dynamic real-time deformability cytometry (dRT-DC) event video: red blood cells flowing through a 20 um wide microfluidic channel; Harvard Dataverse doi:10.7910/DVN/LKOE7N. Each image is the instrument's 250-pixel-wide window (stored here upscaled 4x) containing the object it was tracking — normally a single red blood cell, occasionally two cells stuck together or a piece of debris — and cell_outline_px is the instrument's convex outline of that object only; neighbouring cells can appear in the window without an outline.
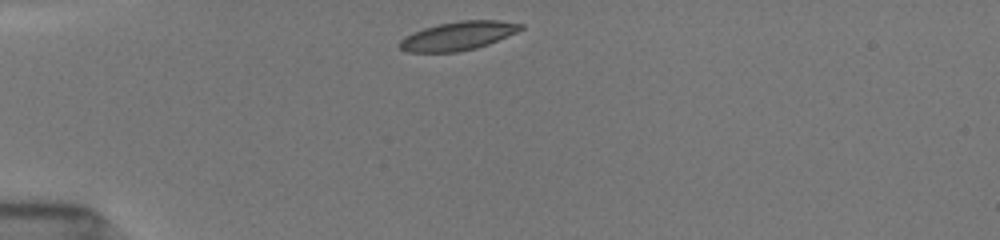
{"species": "common noctule bat (a hibernating species)", "species_latin": "Nyctalus noctula", "temperature_condition": "room temperature", "stored_images_in_passage": 38, "camera_frame_rate_fps": 3000, "um_per_image_px": 0.085, "animal": {"sex": "female", "body_mass_g": 19.5, "forearm_length_mm": 54.1}, "frame": {"image": 1, "passage_image": 1, "time_ms": 0.0, "image_size_px": [1000, 240], "cell_outline_px": [[524, 28], [516, 32], [488, 44], [476, 48], [456, 52], [408, 52], [400, 48], [396, 44], [404, 36], [424, 28], [440, 24], [460, 20], [496, 20], [524, 24]], "centroid_in_image_um": [38.91, 3.05], "position_along_channel_um": 46.1, "area_um2": 20.11}}
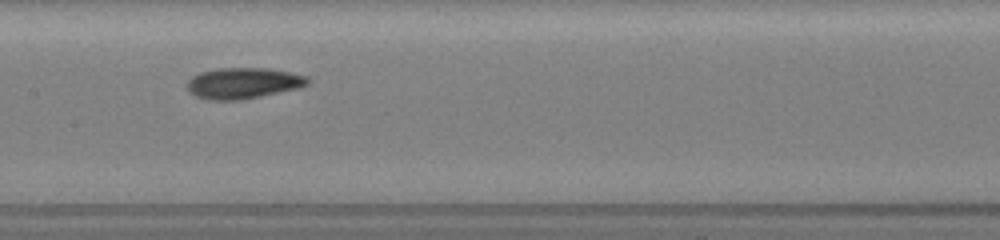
{"frame": {"image": 2, "passage_image": 17, "time_ms": 4.333, "image_size_px": [1000, 240], "cell_outline_px": [[308, 84], [300, 88], [240, 100], [208, 100], [196, 96], [188, 92], [188, 80], [192, 76], [200, 72], [216, 68], [264, 68], [288, 72], [308, 76]], "centroid_in_image_um": [20.64, 7.07], "position_along_channel_um": 186.8, "area_um2": 21.73}}
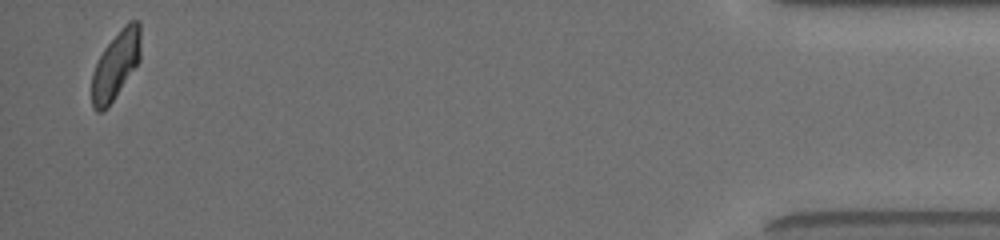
{"frame": {"image": 3, "passage_image": 38, "time_ms": 12.333, "image_size_px": [1000, 240], "cell_outline_px": [[140, 60], [108, 108], [100, 112], [96, 112], [92, 108], [92, 72], [104, 48], [124, 24], [128, 20], [140, 20]], "centroid_in_image_um": [9.84, 5.53], "position_along_channel_um": 425.4, "area_um2": 19.42}, "authors_computed_cell_mechanics": {"area_um2": 20.8947, "velocity_mm_per_s": 3.9318, "shape_relaxation_time_tau1_ms": 5.0426, "shape_relaxation_time_tau2_ms": 3.1928, "deformation_change_tau1": 0.1691, "deformation_change_tau2": 0.0821}}